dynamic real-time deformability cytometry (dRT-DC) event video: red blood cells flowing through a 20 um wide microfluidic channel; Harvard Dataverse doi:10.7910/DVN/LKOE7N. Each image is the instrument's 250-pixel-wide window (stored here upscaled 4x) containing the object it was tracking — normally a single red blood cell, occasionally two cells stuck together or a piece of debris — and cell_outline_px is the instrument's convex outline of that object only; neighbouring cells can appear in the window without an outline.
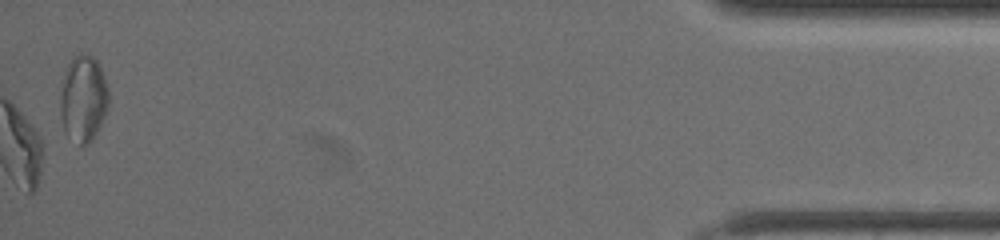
{"species": "common noctule bat (a hibernating species)", "species_latin": "Nyctalus noctula", "temperature_condition": "warm", "stored_images_in_passage": 39, "camera_frame_rate_fps": 3000, "um_per_image_px": 0.085, "animal": {"sex": "female", "body_mass_g": 19.5, "forearm_length_mm": 54.1}, "frame": {"image": 1, "passage_image": 39, "time_ms": 16.667, "image_size_px": [1000, 240], "cell_outline_px": [[108, 104], [100, 124], [92, 140], [88, 144], [80, 144], [68, 136], [64, 132], [60, 116], [60, 96], [68, 64], [80, 52], [92, 56], [100, 64], [108, 88]], "centroid_in_image_um": [7.08, 8.38], "position_along_channel_um": 428.1, "area_um2": 24.04}, "authors_computed_cell_mechanics": {"area_um2": 20.9814, "velocity_mm_per_s": 4.2154, "shape_relaxation_time_tau1_ms": null, "shape_relaxation_time_tau2_ms": 2.8861, "deformation_change_tau1": null, "deformation_change_tau2": 0.1146}}